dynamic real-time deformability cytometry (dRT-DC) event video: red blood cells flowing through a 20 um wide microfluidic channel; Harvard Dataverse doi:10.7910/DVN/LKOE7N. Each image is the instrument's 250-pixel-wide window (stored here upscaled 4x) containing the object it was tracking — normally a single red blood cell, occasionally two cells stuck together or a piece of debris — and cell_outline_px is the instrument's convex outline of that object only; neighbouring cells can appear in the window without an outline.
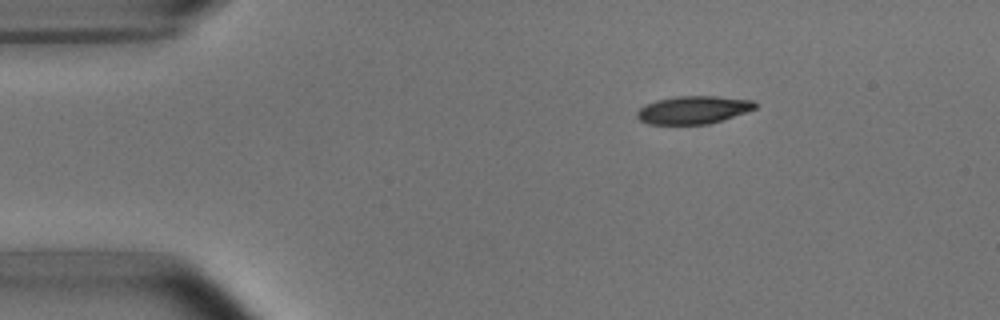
{"species": "common noctule bat (a hibernating species)", "species_latin": "Nyctalus noctula", "temperature_condition": "room temperature", "stored_images_in_passage": 3, "camera_frame_rate_fps": 3000, "um_per_image_px": 0.085, "animal": {"sex": "male", "body_mass_g": 15.6}, "frame": {"image": 1, "passage_image": 1, "time_ms": 0.0, "image_size_px": [1000, 320], "cell_outline_px": [[760, 104], [756, 108], [708, 124], [648, 124], [640, 120], [636, 116], [636, 112], [644, 104], [656, 100], [676, 96], [716, 96], [752, 100]], "centroid_in_image_um": [58.9, 9.33], "position_along_channel_um": 26.1, "area_um2": 19.13}}
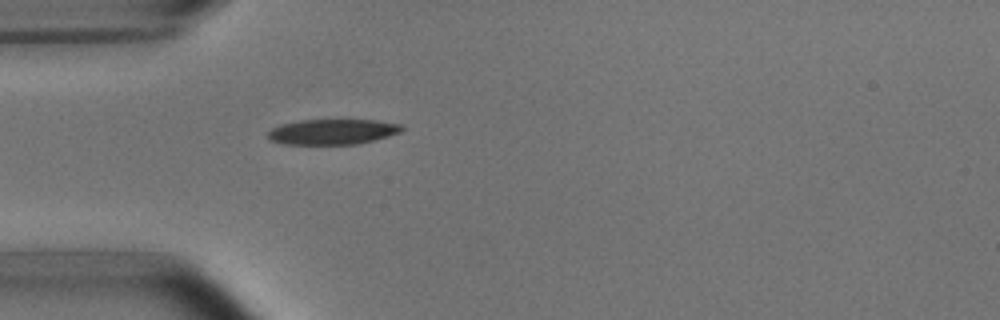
{"frame": {"image": 2, "passage_image": 3, "time_ms": 2.333, "image_size_px": [1000, 320], "cell_outline_px": [[404, 128], [400, 132], [376, 140], [356, 144], [288, 144], [272, 140], [268, 136], [268, 132], [272, 128], [280, 124], [300, 120], [376, 120], [400, 124]], "centroid_in_image_um": [28.29, 11.19], "position_along_channel_um": 56.7, "area_um2": 19.65}}